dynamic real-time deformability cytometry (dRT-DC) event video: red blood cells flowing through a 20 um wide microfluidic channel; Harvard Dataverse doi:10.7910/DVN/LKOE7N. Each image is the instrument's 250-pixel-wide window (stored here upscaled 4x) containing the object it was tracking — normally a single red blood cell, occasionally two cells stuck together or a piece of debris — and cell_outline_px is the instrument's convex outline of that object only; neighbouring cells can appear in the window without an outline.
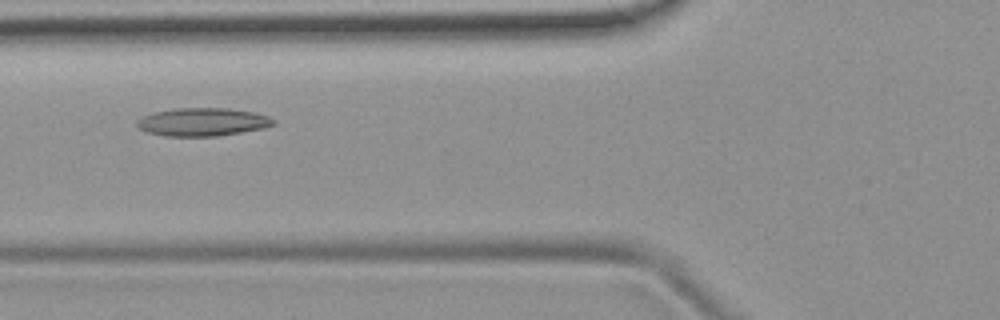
{"species": "common noctule bat (a hibernating species)", "species_latin": "Nyctalus noctula", "temperature_condition": "room temperature", "stored_images_in_passage": 7, "camera_frame_rate_fps": 3000, "um_per_image_px": 0.085, "animal": {"sex": "female", "body_mass_g": 19.9}, "frame": {"image": 1, "passage_image": 5, "time_ms": 4.667, "image_size_px": [1000, 320], "cell_outline_px": [[276, 124], [264, 128], [216, 136], [164, 136], [148, 132], [140, 128], [136, 124], [136, 120], [144, 116], [156, 112], [176, 108], [232, 108], [252, 112], [268, 116], [276, 120]], "centroid_in_image_um": [17.25, 10.36], "position_along_channel_um": 108.5, "area_um2": 22.25}}
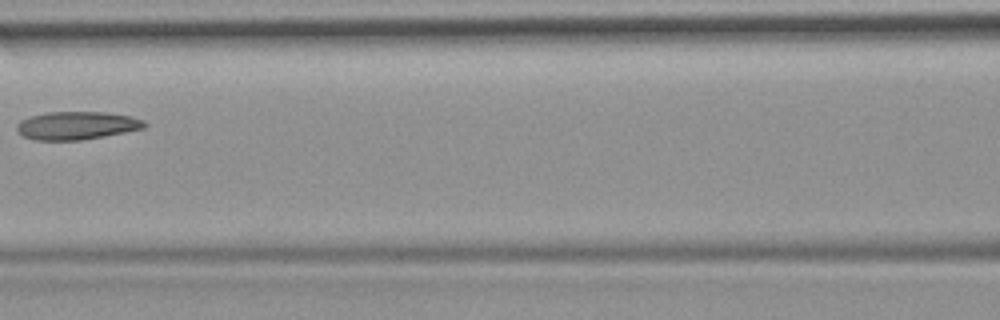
{"frame": {"image": 2, "passage_image": 6, "time_ms": 6.0, "image_size_px": [1000, 320], "cell_outline_px": [[148, 124], [144, 128], [104, 136], [80, 140], [36, 140], [24, 136], [16, 128], [16, 124], [20, 120], [28, 116], [48, 112], [104, 112], [128, 116], [144, 120]], "centroid_in_image_um": [6.5, 10.66], "position_along_channel_um": 160.1, "area_um2": 20.75}}
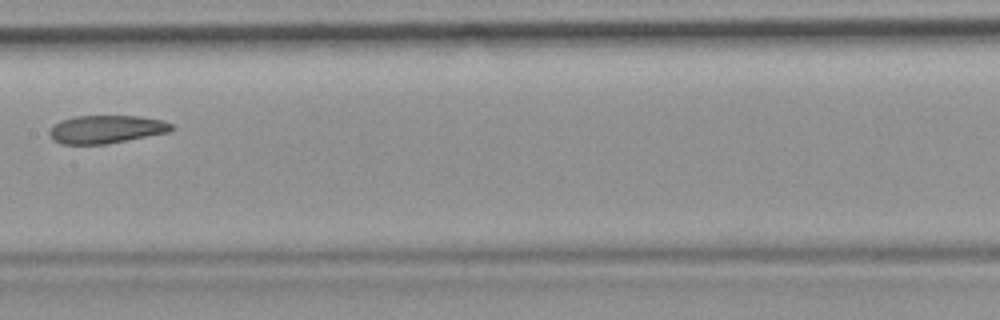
{"frame": {"image": 3, "passage_image": 7, "time_ms": 7.0, "image_size_px": [1000, 320], "cell_outline_px": [[172, 128], [168, 132], [108, 144], [60, 144], [52, 140], [48, 132], [52, 124], [60, 120], [72, 116], [140, 116], [160, 120], [172, 124]], "centroid_in_image_um": [8.94, 10.99], "position_along_channel_um": 198.5, "area_um2": 20.06}}